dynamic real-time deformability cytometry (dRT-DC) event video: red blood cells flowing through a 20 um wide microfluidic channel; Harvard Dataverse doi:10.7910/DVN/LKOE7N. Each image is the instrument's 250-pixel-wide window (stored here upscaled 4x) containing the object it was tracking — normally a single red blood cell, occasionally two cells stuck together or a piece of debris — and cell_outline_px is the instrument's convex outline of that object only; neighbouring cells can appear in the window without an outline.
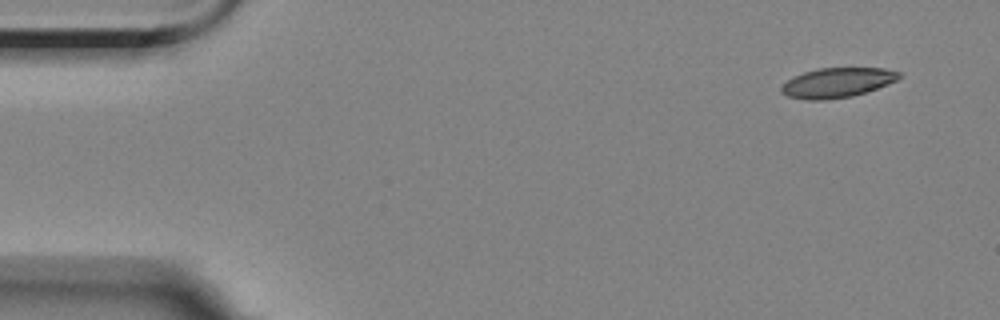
{"species": "Egyptian fruit bat (a non-hibernating species)", "species_latin": "Rousettus aegyptiacus", "temperature_condition": "room temperature", "stored_images_in_passage": 2, "camera_frame_rate_fps": 3000, "um_per_image_px": 0.085, "animal": {"sex": "female"}, "frame": {"image": 1, "passage_image": 1, "time_ms": 0.0, "image_size_px": [1000, 320], "cell_outline_px": [[904, 76], [888, 84], [852, 96], [824, 100], [804, 100], [788, 96], [780, 92], [780, 88], [792, 76], [804, 72], [820, 68], [884, 68], [900, 72]], "centroid_in_image_um": [71.15, 7.02], "position_along_channel_um": 13.8, "area_um2": 20.4}}